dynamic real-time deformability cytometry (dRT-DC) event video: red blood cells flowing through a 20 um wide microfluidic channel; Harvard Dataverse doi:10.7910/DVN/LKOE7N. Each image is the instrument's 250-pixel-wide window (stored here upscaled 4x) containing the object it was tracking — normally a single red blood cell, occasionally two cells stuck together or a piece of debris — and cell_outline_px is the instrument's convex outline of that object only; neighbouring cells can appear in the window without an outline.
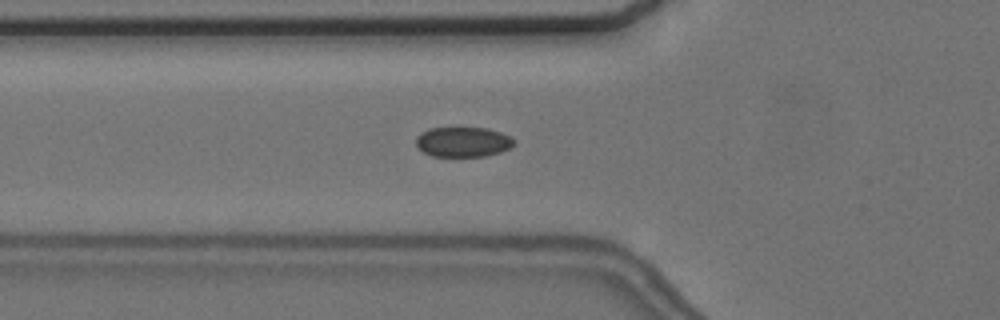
{"species": "common noctule bat (a hibernating species)", "species_latin": "Nyctalus noctula", "temperature_condition": "cold", "stored_images_in_passage": 39, "camera_frame_rate_fps": 3000, "um_per_image_px": 0.085, "animal": {"sex": "female", "body_mass_g": 24.6, "forearm_length_mm": 56.2}, "frame": {"image": 1, "passage_image": 6, "time_ms": 1.667, "image_size_px": [1000, 320], "cell_outline_px": [[516, 144], [500, 152], [484, 156], [432, 156], [424, 152], [416, 144], [416, 136], [420, 132], [428, 128], [488, 128], [512, 136], [516, 140]], "centroid_in_image_um": [39.38, 12.05], "position_along_channel_um": 86.4, "area_um2": 17.22}}
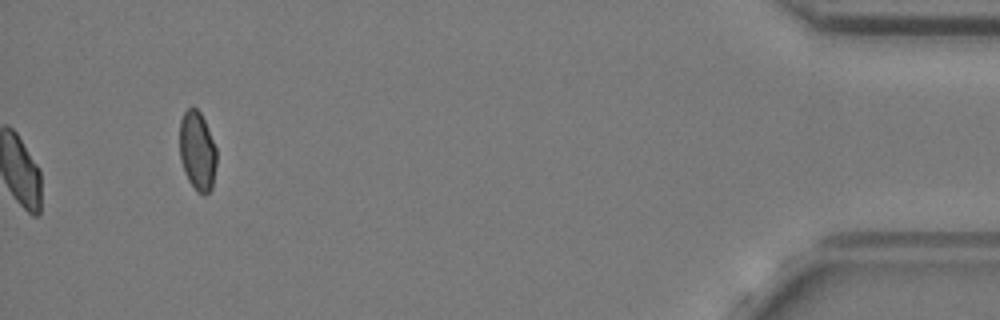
{"frame": {"image": 2, "passage_image": 39, "time_ms": 12.667, "image_size_px": [1000, 320], "cell_outline_px": [[216, 164], [212, 188], [204, 196], [196, 192], [188, 180], [184, 172], [180, 160], [180, 120], [184, 112], [188, 108], [196, 108], [200, 112], [204, 120], [216, 148]], "centroid_in_image_um": [16.76, 12.87], "position_along_channel_um": 418.4, "area_um2": 17.11}, "authors_computed_cell_mechanics": {"area_um2": 18.0914, "velocity_mm_per_s": 3.6576, "shape_relaxation_time_tau1_ms": 2.8615, "shape_relaxation_time_tau2_ms": 6.6654, "deformation_change_tau1": 0.0743, "deformation_change_tau2": 0.0723}}